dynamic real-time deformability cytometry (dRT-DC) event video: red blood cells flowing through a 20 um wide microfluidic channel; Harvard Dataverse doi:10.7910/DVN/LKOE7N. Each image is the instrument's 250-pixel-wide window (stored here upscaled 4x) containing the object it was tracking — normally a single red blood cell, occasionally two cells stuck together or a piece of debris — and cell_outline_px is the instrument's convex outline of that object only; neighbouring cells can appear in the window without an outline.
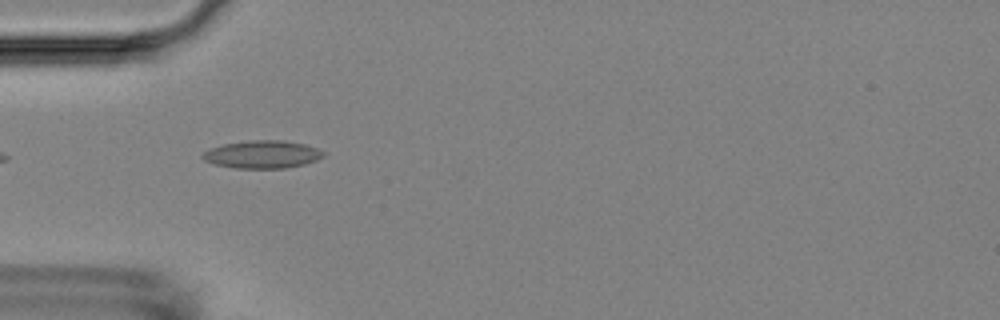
{"species": "Egyptian fruit bat (a non-hibernating species)", "species_latin": "Rousettus aegyptiacus", "temperature_condition": "room temperature", "stored_images_in_passage": 2, "camera_frame_rate_fps": 3000, "um_per_image_px": 0.085, "animal": {"sex": "female"}, "frame": {"image": 1, "passage_image": 1, "time_ms": 0.0, "image_size_px": [1000, 320], "cell_outline_px": [[324, 156], [316, 160], [304, 164], [284, 168], [232, 168], [216, 164], [204, 160], [200, 156], [204, 152], [212, 148], [224, 144], [248, 140], [284, 140], [304, 144], [316, 148], [324, 152]], "centroid_in_image_um": [22.29, 13.12], "position_along_channel_um": 62.7, "area_um2": 19.42}}
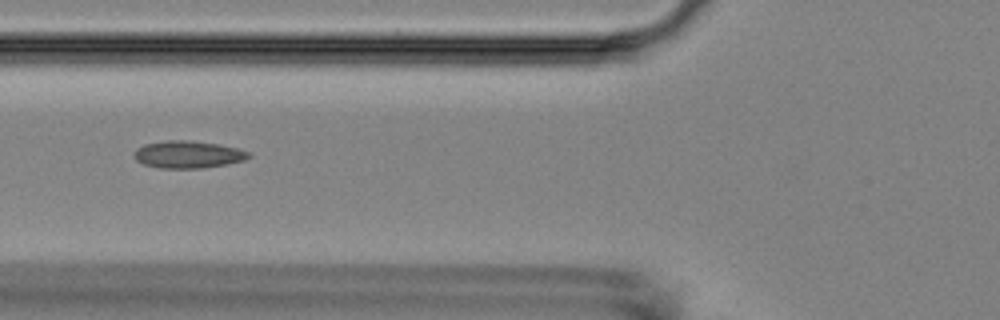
{"frame": {"image": 2, "passage_image": 2, "time_ms": 1.333, "image_size_px": [1000, 320], "cell_outline_px": [[252, 156], [244, 160], [224, 164], [200, 168], [160, 168], [144, 164], [136, 160], [136, 148], [144, 144], [164, 140], [188, 140], [216, 144], [236, 148], [248, 152]], "centroid_in_image_um": [15.96, 13.12], "position_along_channel_um": 109.8, "area_um2": 17.92}}